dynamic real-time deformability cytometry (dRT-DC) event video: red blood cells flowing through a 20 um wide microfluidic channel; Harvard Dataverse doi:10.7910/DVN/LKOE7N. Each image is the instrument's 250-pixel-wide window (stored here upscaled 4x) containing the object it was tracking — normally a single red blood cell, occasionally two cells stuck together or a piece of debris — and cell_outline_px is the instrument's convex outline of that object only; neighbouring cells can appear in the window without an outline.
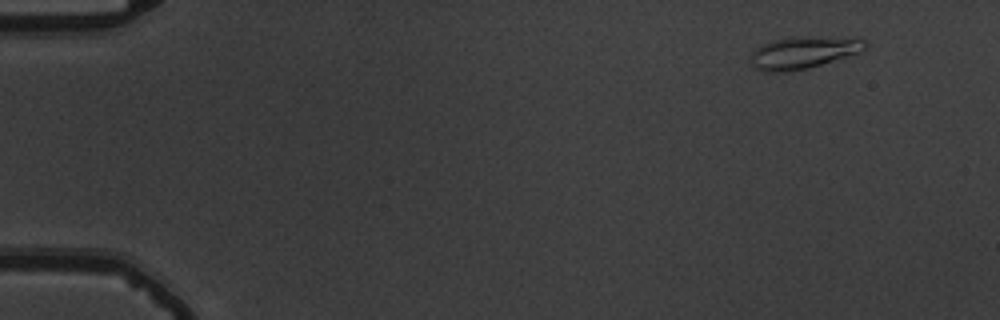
{"species": "common noctule bat (a hibernating species)", "species_latin": "Nyctalus noctula", "temperature_condition": "warm", "stored_images_in_passage": 51, "camera_frame_rate_fps": 3000, "um_per_image_px": 0.085, "animal": {"sex": "male", "body_mass_g": 19.5, "forearm_length_mm": 54.6}, "frame": {"image": 1, "passage_image": 1, "time_ms": 0.0, "image_size_px": [1000, 320], "cell_outline_px": [[868, 44], [860, 52], [808, 68], [788, 72], [764, 72], [756, 68], [752, 64], [752, 52], [756, 48], [772, 40], [792, 36], [860, 36], [868, 40]], "centroid_in_image_um": [68.38, 4.42], "position_along_channel_um": 16.6, "area_um2": 21.96}}
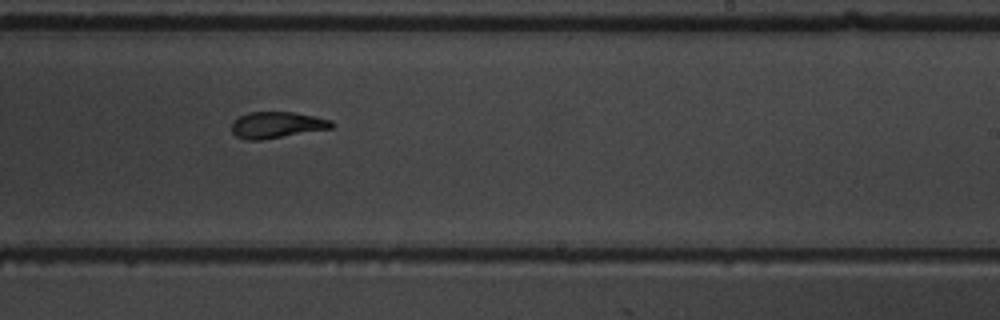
{"frame": {"image": 2, "passage_image": 31, "time_ms": 10.0, "image_size_px": [1000, 320], "cell_outline_px": [[336, 124], [332, 128], [260, 140], [244, 140], [236, 136], [232, 132], [232, 124], [240, 116], [248, 112], [296, 112], [316, 116], [332, 120]], "centroid_in_image_um": [23.56, 10.61], "position_along_channel_um": 265.4, "area_um2": 15.37}}
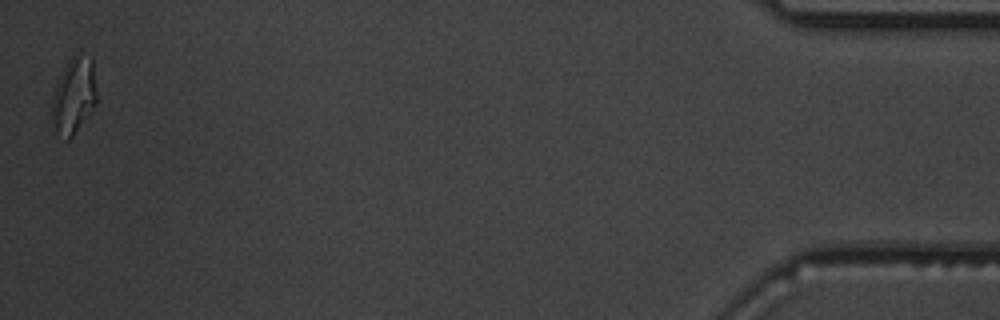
{"frame": {"image": 3, "passage_image": 51, "time_ms": 16.667, "image_size_px": [1000, 320], "cell_outline_px": [[96, 104], [72, 136], [68, 140], [56, 132], [52, 120], [52, 96], [56, 84], [68, 60], [76, 52], [92, 56], [96, 92]], "centroid_in_image_um": [6.28, 8.08], "position_along_channel_um": 428.9, "area_um2": 19.77}, "authors_computed_cell_mechanics": {"area_um2": 16.4152, "velocity_mm_per_s": 3.7178, "shape_relaxation_time_tau1_ms": 5.9156, "shape_relaxation_time_tau2_ms": 2.3989, "deformation_change_tau1": 0.2245, "deformation_change_tau2": 0.1024}}